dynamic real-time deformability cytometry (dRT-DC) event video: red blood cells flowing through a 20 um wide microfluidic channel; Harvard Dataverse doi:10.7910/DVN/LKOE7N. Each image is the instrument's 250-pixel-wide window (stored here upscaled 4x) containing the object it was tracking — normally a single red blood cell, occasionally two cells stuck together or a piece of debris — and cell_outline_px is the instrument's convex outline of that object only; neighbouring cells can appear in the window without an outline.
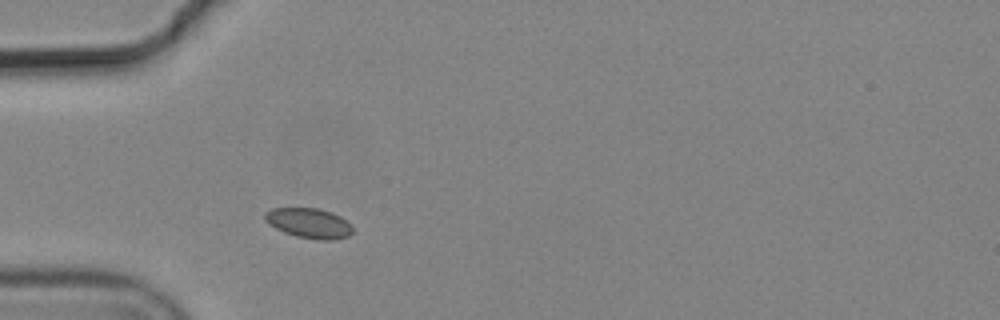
{"species": "common noctule bat (a hibernating species)", "species_latin": "Nyctalus noctula", "temperature_condition": "cold", "stored_images_in_passage": 1, "camera_frame_rate_fps": 3000, "um_per_image_px": 0.085, "animal": {"sex": "male", "body_mass_g": 19.2, "forearm_length_mm": 51.8}, "frame": {"image": 1, "passage_image": 1, "time_ms": 0.0, "image_size_px": [1000, 320], "cell_outline_px": [[352, 232], [348, 236], [336, 240], [320, 240], [296, 236], [284, 232], [268, 224], [264, 220], [264, 212], [272, 208], [316, 208], [332, 212], [340, 216], [352, 228]], "centroid_in_image_um": [26.23, 18.96], "position_along_channel_um": 58.8, "area_um2": 15.32}}